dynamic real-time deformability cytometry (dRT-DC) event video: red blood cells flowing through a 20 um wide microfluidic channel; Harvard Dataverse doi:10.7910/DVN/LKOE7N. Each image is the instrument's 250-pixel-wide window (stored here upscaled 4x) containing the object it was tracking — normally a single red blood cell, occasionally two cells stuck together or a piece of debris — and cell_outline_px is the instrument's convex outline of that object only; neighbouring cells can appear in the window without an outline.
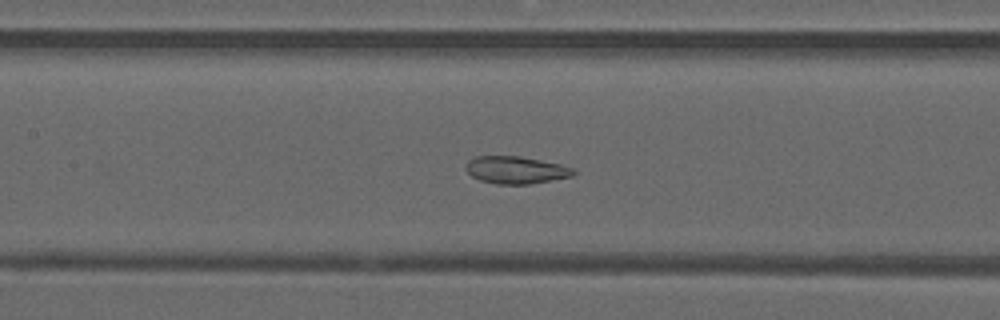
{"species": "common noctule bat (a hibernating species)", "species_latin": "Nyctalus noctula", "temperature_condition": "warm", "stored_images_in_passage": 35, "camera_frame_rate_fps": 3000, "um_per_image_px": 0.085, "animal": {"sex": "male", "forearm_length_mm": 52.5}, "frame": {"image": 1, "passage_image": 8, "time_ms": 2.333, "image_size_px": [1000, 320], "cell_outline_px": [[576, 172], [572, 176], [528, 184], [496, 184], [480, 180], [472, 176], [464, 168], [468, 160], [476, 156], [520, 156], [560, 164], [572, 168]], "centroid_in_image_um": [43.81, 14.44], "position_along_channel_um": 163.6, "area_um2": 17.05}}
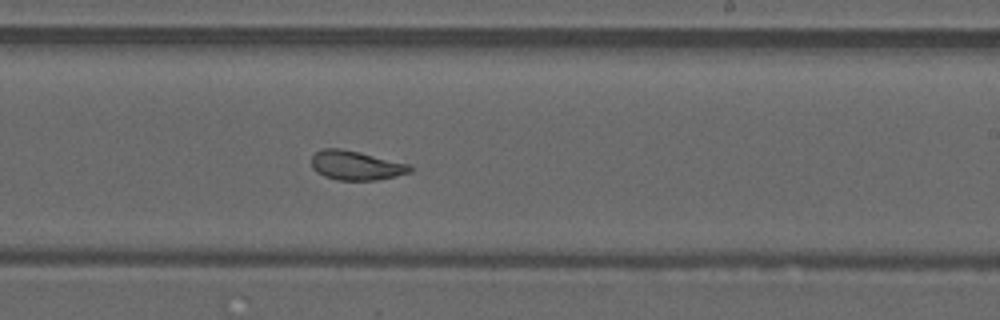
{"frame": {"image": 2, "passage_image": 15, "time_ms": 4.667, "image_size_px": [1000, 320], "cell_outline_px": [[412, 172], [396, 176], [376, 180], [336, 180], [324, 176], [316, 172], [312, 168], [312, 156], [316, 152], [324, 148], [340, 148], [360, 152], [412, 164]], "centroid_in_image_um": [30.29, 14.06], "position_along_channel_um": 258.7, "area_um2": 16.99}}
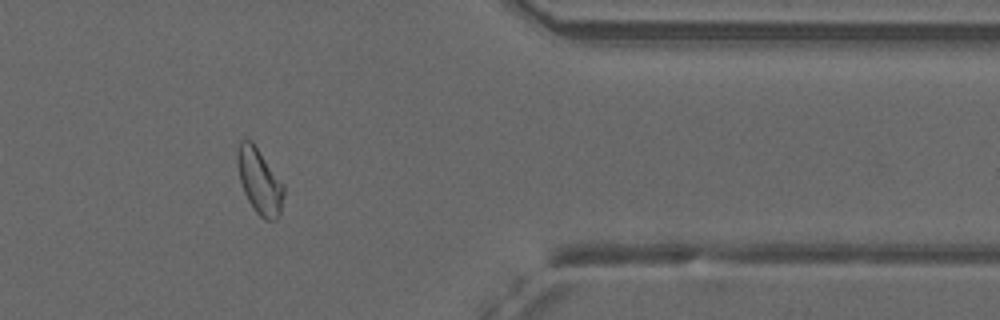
{"frame": {"image": 3, "passage_image": 26, "time_ms": 8.333, "image_size_px": [1000, 320], "cell_outline_px": [[284, 196], [280, 216], [276, 220], [264, 220], [256, 212], [248, 200], [244, 192], [240, 180], [236, 164], [236, 152], [240, 140], [252, 140], [284, 184]], "centroid_in_image_um": [22.06, 15.4], "position_along_channel_um": 389.3, "area_um2": 17.92}, "authors_computed_cell_mechanics": {"area_um2": 17.3978, "velocity_mm_per_s": 4.1067, "shape_relaxation_time_tau1_ms": null, "shape_relaxation_time_tau2_ms": 1.1865, "deformation_change_tau1": null, "deformation_change_tau2": 0.0601}}